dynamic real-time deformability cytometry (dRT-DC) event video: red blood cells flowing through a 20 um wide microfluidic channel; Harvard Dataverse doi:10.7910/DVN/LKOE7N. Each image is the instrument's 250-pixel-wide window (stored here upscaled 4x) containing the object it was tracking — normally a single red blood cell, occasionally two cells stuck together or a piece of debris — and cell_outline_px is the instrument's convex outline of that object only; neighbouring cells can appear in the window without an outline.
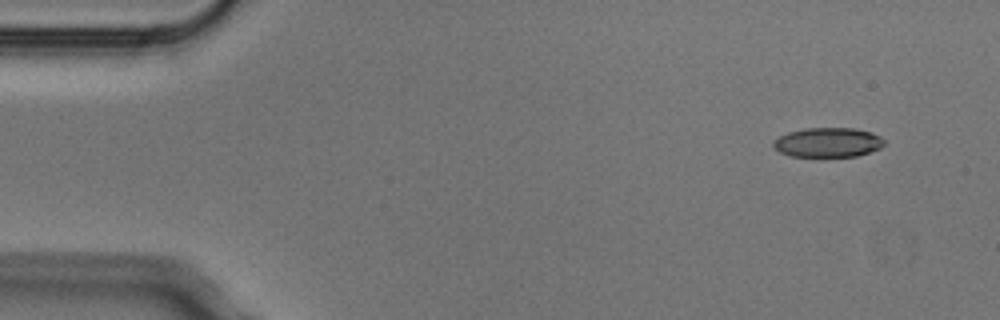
{"species": "Egyptian fruit bat (a non-hibernating species)", "species_latin": "Rousettus aegyptiacus", "temperature_condition": "cold", "stored_images_in_passage": 4, "camera_frame_rate_fps": 3000, "um_per_image_px": 0.085, "animal": {"sex": "male"}, "frame": {"image": 1, "passage_image": 1, "time_ms": 0.0, "image_size_px": [1000, 320], "cell_outline_px": [[884, 144], [880, 148], [856, 156], [788, 156], [780, 152], [772, 144], [772, 140], [788, 132], [804, 128], [856, 128], [872, 132], [880, 136], [884, 140]], "centroid_in_image_um": [70.36, 12.09], "position_along_channel_um": 14.6, "area_um2": 19.07}}
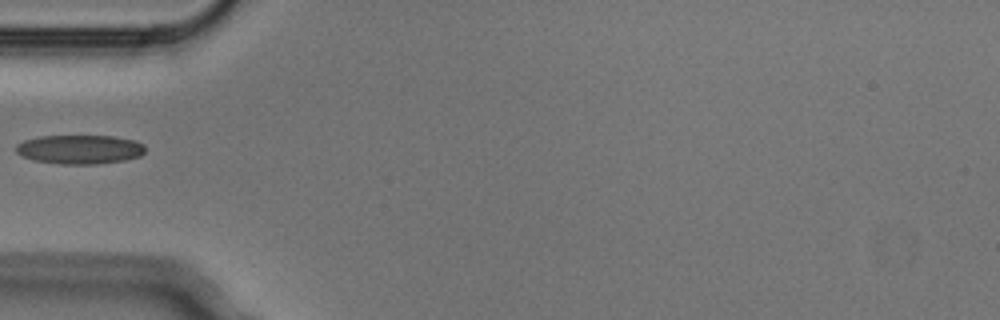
{"frame": {"image": 2, "passage_image": 4, "time_ms": 1.0, "image_size_px": [1000, 320], "cell_outline_px": [[144, 152], [140, 156], [124, 160], [96, 164], [60, 164], [36, 160], [20, 156], [16, 152], [16, 144], [24, 140], [40, 136], [112, 136], [136, 140], [144, 144]], "centroid_in_image_um": [6.77, 12.69], "position_along_channel_um": 78.2, "area_um2": 21.91}}